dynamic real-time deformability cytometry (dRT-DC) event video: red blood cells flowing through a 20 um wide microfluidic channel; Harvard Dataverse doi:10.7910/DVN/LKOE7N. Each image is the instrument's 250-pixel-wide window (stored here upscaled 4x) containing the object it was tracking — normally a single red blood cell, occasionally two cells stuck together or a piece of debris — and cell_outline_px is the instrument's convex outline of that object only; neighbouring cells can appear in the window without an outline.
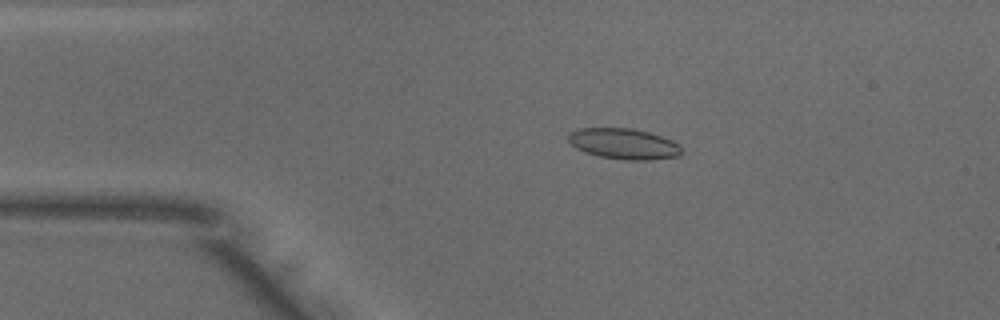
{"species": "common noctule bat (a hibernating species)", "species_latin": "Nyctalus noctula", "temperature_condition": "warm", "stored_images_in_passage": 50, "camera_frame_rate_fps": 3000, "um_per_image_px": 0.085, "animal": {"sex": "male", "body_mass_g": 18.8}, "frame": {"image": 1, "passage_image": 10, "time_ms": 3.0, "image_size_px": [1000, 320], "cell_outline_px": [[680, 156], [652, 160], [628, 160], [600, 156], [584, 152], [576, 148], [568, 140], [568, 132], [580, 128], [632, 128], [648, 132], [672, 140], [680, 148]], "centroid_in_image_um": [52.99, 12.22], "position_along_channel_um": 32.0, "area_um2": 20.17}}
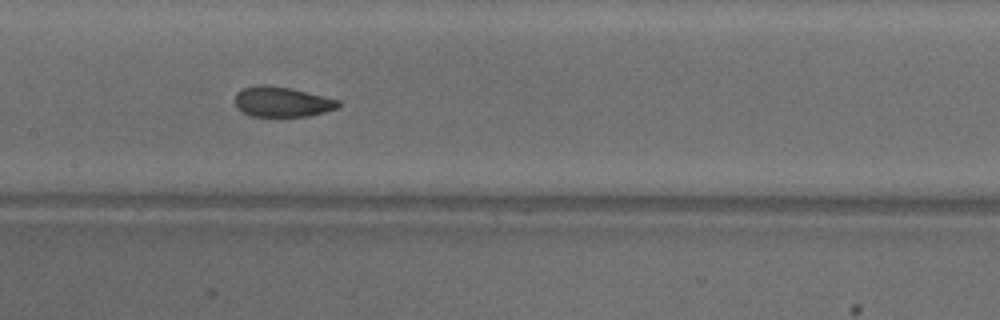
{"frame": {"image": 2, "passage_image": 24, "time_ms": 7.667, "image_size_px": [1000, 320], "cell_outline_px": [[340, 104], [336, 108], [324, 112], [308, 116], [252, 116], [236, 108], [236, 92], [244, 88], [256, 84], [268, 84], [292, 88], [340, 100]], "centroid_in_image_um": [23.96, 8.63], "position_along_channel_um": 183.4, "area_um2": 18.21}}
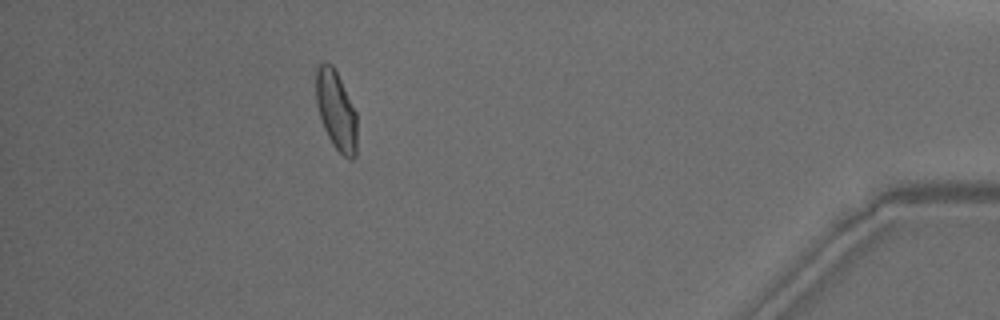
{"frame": {"image": 3, "passage_image": 45, "time_ms": 14.667, "image_size_px": [1000, 320], "cell_outline_px": [[356, 156], [352, 160], [348, 160], [332, 144], [324, 128], [316, 104], [316, 68], [320, 64], [332, 64], [356, 112]], "centroid_in_image_um": [28.57, 9.43], "position_along_channel_um": 406.6, "area_um2": 18.61}, "authors_computed_cell_mechanics": {"area_um2": 19.0162, "velocity_mm_per_s": 4.0026, "shape_relaxation_time_tau1_ms": 4.4407, "shape_relaxation_time_tau2_ms": 1.2071, "deformation_change_tau1": 0.143, "deformation_change_tau2": 0.0497}}